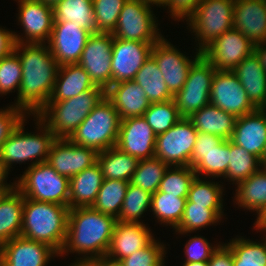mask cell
<instances>
[{
    "mask_svg": "<svg viewBox=\"0 0 266 266\" xmlns=\"http://www.w3.org/2000/svg\"><path fill=\"white\" fill-rule=\"evenodd\" d=\"M127 0H92L96 31L112 33Z\"/></svg>",
    "mask_w": 266,
    "mask_h": 266,
    "instance_id": "cell-46",
    "label": "cell"
},
{
    "mask_svg": "<svg viewBox=\"0 0 266 266\" xmlns=\"http://www.w3.org/2000/svg\"><path fill=\"white\" fill-rule=\"evenodd\" d=\"M155 43L129 41L113 37L112 84L133 80L136 73L151 56Z\"/></svg>",
    "mask_w": 266,
    "mask_h": 266,
    "instance_id": "cell-19",
    "label": "cell"
},
{
    "mask_svg": "<svg viewBox=\"0 0 266 266\" xmlns=\"http://www.w3.org/2000/svg\"><path fill=\"white\" fill-rule=\"evenodd\" d=\"M210 104L237 118L257 109L249 100L233 71H215L211 85Z\"/></svg>",
    "mask_w": 266,
    "mask_h": 266,
    "instance_id": "cell-17",
    "label": "cell"
},
{
    "mask_svg": "<svg viewBox=\"0 0 266 266\" xmlns=\"http://www.w3.org/2000/svg\"><path fill=\"white\" fill-rule=\"evenodd\" d=\"M233 73L239 79L251 103L257 108H266V72L253 52L243 59Z\"/></svg>",
    "mask_w": 266,
    "mask_h": 266,
    "instance_id": "cell-27",
    "label": "cell"
},
{
    "mask_svg": "<svg viewBox=\"0 0 266 266\" xmlns=\"http://www.w3.org/2000/svg\"><path fill=\"white\" fill-rule=\"evenodd\" d=\"M266 160V145H265V149H264V161Z\"/></svg>",
    "mask_w": 266,
    "mask_h": 266,
    "instance_id": "cell-64",
    "label": "cell"
},
{
    "mask_svg": "<svg viewBox=\"0 0 266 266\" xmlns=\"http://www.w3.org/2000/svg\"><path fill=\"white\" fill-rule=\"evenodd\" d=\"M54 22H75L91 33L96 31L92 0H61L53 6Z\"/></svg>",
    "mask_w": 266,
    "mask_h": 266,
    "instance_id": "cell-34",
    "label": "cell"
},
{
    "mask_svg": "<svg viewBox=\"0 0 266 266\" xmlns=\"http://www.w3.org/2000/svg\"><path fill=\"white\" fill-rule=\"evenodd\" d=\"M183 266H208V262H184Z\"/></svg>",
    "mask_w": 266,
    "mask_h": 266,
    "instance_id": "cell-60",
    "label": "cell"
},
{
    "mask_svg": "<svg viewBox=\"0 0 266 266\" xmlns=\"http://www.w3.org/2000/svg\"><path fill=\"white\" fill-rule=\"evenodd\" d=\"M233 27L254 45L266 43L265 1L235 0Z\"/></svg>",
    "mask_w": 266,
    "mask_h": 266,
    "instance_id": "cell-25",
    "label": "cell"
},
{
    "mask_svg": "<svg viewBox=\"0 0 266 266\" xmlns=\"http://www.w3.org/2000/svg\"><path fill=\"white\" fill-rule=\"evenodd\" d=\"M6 107L0 109V150L4 142L28 116L23 109L12 104Z\"/></svg>",
    "mask_w": 266,
    "mask_h": 266,
    "instance_id": "cell-50",
    "label": "cell"
},
{
    "mask_svg": "<svg viewBox=\"0 0 266 266\" xmlns=\"http://www.w3.org/2000/svg\"><path fill=\"white\" fill-rule=\"evenodd\" d=\"M236 186L234 203L240 208L256 211L258 218L266 209V169L262 166L255 174Z\"/></svg>",
    "mask_w": 266,
    "mask_h": 266,
    "instance_id": "cell-32",
    "label": "cell"
},
{
    "mask_svg": "<svg viewBox=\"0 0 266 266\" xmlns=\"http://www.w3.org/2000/svg\"><path fill=\"white\" fill-rule=\"evenodd\" d=\"M141 0H127L112 32L114 38L156 43L163 35L158 29L154 8Z\"/></svg>",
    "mask_w": 266,
    "mask_h": 266,
    "instance_id": "cell-9",
    "label": "cell"
},
{
    "mask_svg": "<svg viewBox=\"0 0 266 266\" xmlns=\"http://www.w3.org/2000/svg\"><path fill=\"white\" fill-rule=\"evenodd\" d=\"M39 1H42L43 3L48 4V5L54 6L56 3L60 2L61 0H39Z\"/></svg>",
    "mask_w": 266,
    "mask_h": 266,
    "instance_id": "cell-61",
    "label": "cell"
},
{
    "mask_svg": "<svg viewBox=\"0 0 266 266\" xmlns=\"http://www.w3.org/2000/svg\"><path fill=\"white\" fill-rule=\"evenodd\" d=\"M216 69L201 55L191 66L183 88L174 100L182 118H189L193 113L210 104L211 85Z\"/></svg>",
    "mask_w": 266,
    "mask_h": 266,
    "instance_id": "cell-10",
    "label": "cell"
},
{
    "mask_svg": "<svg viewBox=\"0 0 266 266\" xmlns=\"http://www.w3.org/2000/svg\"><path fill=\"white\" fill-rule=\"evenodd\" d=\"M256 221H266V209L263 213L256 219Z\"/></svg>",
    "mask_w": 266,
    "mask_h": 266,
    "instance_id": "cell-62",
    "label": "cell"
},
{
    "mask_svg": "<svg viewBox=\"0 0 266 266\" xmlns=\"http://www.w3.org/2000/svg\"><path fill=\"white\" fill-rule=\"evenodd\" d=\"M69 266H95L91 261H74Z\"/></svg>",
    "mask_w": 266,
    "mask_h": 266,
    "instance_id": "cell-59",
    "label": "cell"
},
{
    "mask_svg": "<svg viewBox=\"0 0 266 266\" xmlns=\"http://www.w3.org/2000/svg\"><path fill=\"white\" fill-rule=\"evenodd\" d=\"M22 81V68L17 53L13 50L0 59V95L18 91ZM14 90V91H13Z\"/></svg>",
    "mask_w": 266,
    "mask_h": 266,
    "instance_id": "cell-48",
    "label": "cell"
},
{
    "mask_svg": "<svg viewBox=\"0 0 266 266\" xmlns=\"http://www.w3.org/2000/svg\"><path fill=\"white\" fill-rule=\"evenodd\" d=\"M225 209H209L204 206L194 205L186 200L183 217L179 225L174 229L177 235H184L197 230L205 229L207 226L216 225L221 222Z\"/></svg>",
    "mask_w": 266,
    "mask_h": 266,
    "instance_id": "cell-36",
    "label": "cell"
},
{
    "mask_svg": "<svg viewBox=\"0 0 266 266\" xmlns=\"http://www.w3.org/2000/svg\"><path fill=\"white\" fill-rule=\"evenodd\" d=\"M37 130L35 132H24L26 119L16 128V130L4 142L0 150V160L4 163L8 171H11L15 163L31 162L28 167L39 163L47 162L52 143L56 140L49 128L36 116ZM33 133V134H32ZM32 159V160H31Z\"/></svg>",
    "mask_w": 266,
    "mask_h": 266,
    "instance_id": "cell-5",
    "label": "cell"
},
{
    "mask_svg": "<svg viewBox=\"0 0 266 266\" xmlns=\"http://www.w3.org/2000/svg\"><path fill=\"white\" fill-rule=\"evenodd\" d=\"M0 266H4V259H3L1 249H0Z\"/></svg>",
    "mask_w": 266,
    "mask_h": 266,
    "instance_id": "cell-63",
    "label": "cell"
},
{
    "mask_svg": "<svg viewBox=\"0 0 266 266\" xmlns=\"http://www.w3.org/2000/svg\"><path fill=\"white\" fill-rule=\"evenodd\" d=\"M116 222L114 216L92 207L70 209L66 239L59 256L77 253L80 258L76 261H91L105 256Z\"/></svg>",
    "mask_w": 266,
    "mask_h": 266,
    "instance_id": "cell-2",
    "label": "cell"
},
{
    "mask_svg": "<svg viewBox=\"0 0 266 266\" xmlns=\"http://www.w3.org/2000/svg\"><path fill=\"white\" fill-rule=\"evenodd\" d=\"M14 51L21 63L22 81L13 105L33 116L49 102L59 64L46 44L15 43Z\"/></svg>",
    "mask_w": 266,
    "mask_h": 266,
    "instance_id": "cell-1",
    "label": "cell"
},
{
    "mask_svg": "<svg viewBox=\"0 0 266 266\" xmlns=\"http://www.w3.org/2000/svg\"><path fill=\"white\" fill-rule=\"evenodd\" d=\"M201 55L202 51L196 48L193 60L190 59L186 53H181L164 36L153 44L151 52V57L155 60L167 88L173 96L183 88L191 66Z\"/></svg>",
    "mask_w": 266,
    "mask_h": 266,
    "instance_id": "cell-13",
    "label": "cell"
},
{
    "mask_svg": "<svg viewBox=\"0 0 266 266\" xmlns=\"http://www.w3.org/2000/svg\"><path fill=\"white\" fill-rule=\"evenodd\" d=\"M221 243L212 245L203 236L190 237L185 244L184 262H208L212 253L219 247Z\"/></svg>",
    "mask_w": 266,
    "mask_h": 266,
    "instance_id": "cell-49",
    "label": "cell"
},
{
    "mask_svg": "<svg viewBox=\"0 0 266 266\" xmlns=\"http://www.w3.org/2000/svg\"><path fill=\"white\" fill-rule=\"evenodd\" d=\"M165 243L155 238L144 248L135 251L119 262L122 266H166L165 257L167 249Z\"/></svg>",
    "mask_w": 266,
    "mask_h": 266,
    "instance_id": "cell-47",
    "label": "cell"
},
{
    "mask_svg": "<svg viewBox=\"0 0 266 266\" xmlns=\"http://www.w3.org/2000/svg\"><path fill=\"white\" fill-rule=\"evenodd\" d=\"M133 80L143 88L151 104L174 99L167 88L161 71L151 56L136 73Z\"/></svg>",
    "mask_w": 266,
    "mask_h": 266,
    "instance_id": "cell-35",
    "label": "cell"
},
{
    "mask_svg": "<svg viewBox=\"0 0 266 266\" xmlns=\"http://www.w3.org/2000/svg\"><path fill=\"white\" fill-rule=\"evenodd\" d=\"M4 266H47L59 254L45 243L23 236L12 238L0 246Z\"/></svg>",
    "mask_w": 266,
    "mask_h": 266,
    "instance_id": "cell-22",
    "label": "cell"
},
{
    "mask_svg": "<svg viewBox=\"0 0 266 266\" xmlns=\"http://www.w3.org/2000/svg\"><path fill=\"white\" fill-rule=\"evenodd\" d=\"M254 52V44L234 27L214 39L202 50V55L218 71H233Z\"/></svg>",
    "mask_w": 266,
    "mask_h": 266,
    "instance_id": "cell-15",
    "label": "cell"
},
{
    "mask_svg": "<svg viewBox=\"0 0 266 266\" xmlns=\"http://www.w3.org/2000/svg\"><path fill=\"white\" fill-rule=\"evenodd\" d=\"M112 45V33H92L78 62L94 84L105 91L112 85Z\"/></svg>",
    "mask_w": 266,
    "mask_h": 266,
    "instance_id": "cell-16",
    "label": "cell"
},
{
    "mask_svg": "<svg viewBox=\"0 0 266 266\" xmlns=\"http://www.w3.org/2000/svg\"><path fill=\"white\" fill-rule=\"evenodd\" d=\"M120 122L117 109L104 96L69 140L77 145L102 152L116 146Z\"/></svg>",
    "mask_w": 266,
    "mask_h": 266,
    "instance_id": "cell-6",
    "label": "cell"
},
{
    "mask_svg": "<svg viewBox=\"0 0 266 266\" xmlns=\"http://www.w3.org/2000/svg\"><path fill=\"white\" fill-rule=\"evenodd\" d=\"M231 141L264 162L266 110L259 108L236 119Z\"/></svg>",
    "mask_w": 266,
    "mask_h": 266,
    "instance_id": "cell-23",
    "label": "cell"
},
{
    "mask_svg": "<svg viewBox=\"0 0 266 266\" xmlns=\"http://www.w3.org/2000/svg\"><path fill=\"white\" fill-rule=\"evenodd\" d=\"M15 47L14 34L12 30L0 27V59L10 54Z\"/></svg>",
    "mask_w": 266,
    "mask_h": 266,
    "instance_id": "cell-53",
    "label": "cell"
},
{
    "mask_svg": "<svg viewBox=\"0 0 266 266\" xmlns=\"http://www.w3.org/2000/svg\"><path fill=\"white\" fill-rule=\"evenodd\" d=\"M235 0H201L186 19L194 33L197 49L202 51L214 39L233 28ZM197 38V39H196ZM199 45V46H198Z\"/></svg>",
    "mask_w": 266,
    "mask_h": 266,
    "instance_id": "cell-8",
    "label": "cell"
},
{
    "mask_svg": "<svg viewBox=\"0 0 266 266\" xmlns=\"http://www.w3.org/2000/svg\"><path fill=\"white\" fill-rule=\"evenodd\" d=\"M151 197V193L129 183L117 221L143 223L142 215L148 209L151 212Z\"/></svg>",
    "mask_w": 266,
    "mask_h": 266,
    "instance_id": "cell-42",
    "label": "cell"
},
{
    "mask_svg": "<svg viewBox=\"0 0 266 266\" xmlns=\"http://www.w3.org/2000/svg\"><path fill=\"white\" fill-rule=\"evenodd\" d=\"M144 223L117 221L106 257L120 261L146 247L155 237Z\"/></svg>",
    "mask_w": 266,
    "mask_h": 266,
    "instance_id": "cell-24",
    "label": "cell"
},
{
    "mask_svg": "<svg viewBox=\"0 0 266 266\" xmlns=\"http://www.w3.org/2000/svg\"><path fill=\"white\" fill-rule=\"evenodd\" d=\"M97 163L102 170L104 179L130 182L139 160L132 155L122 152L115 146L98 152Z\"/></svg>",
    "mask_w": 266,
    "mask_h": 266,
    "instance_id": "cell-33",
    "label": "cell"
},
{
    "mask_svg": "<svg viewBox=\"0 0 266 266\" xmlns=\"http://www.w3.org/2000/svg\"><path fill=\"white\" fill-rule=\"evenodd\" d=\"M69 208L91 207L103 183V173L98 163L71 177Z\"/></svg>",
    "mask_w": 266,
    "mask_h": 266,
    "instance_id": "cell-28",
    "label": "cell"
},
{
    "mask_svg": "<svg viewBox=\"0 0 266 266\" xmlns=\"http://www.w3.org/2000/svg\"><path fill=\"white\" fill-rule=\"evenodd\" d=\"M17 179L15 187L23 197L69 207L70 180L47 162L27 167Z\"/></svg>",
    "mask_w": 266,
    "mask_h": 266,
    "instance_id": "cell-7",
    "label": "cell"
},
{
    "mask_svg": "<svg viewBox=\"0 0 266 266\" xmlns=\"http://www.w3.org/2000/svg\"><path fill=\"white\" fill-rule=\"evenodd\" d=\"M254 53L259 58L260 63L266 72V43L254 45Z\"/></svg>",
    "mask_w": 266,
    "mask_h": 266,
    "instance_id": "cell-55",
    "label": "cell"
},
{
    "mask_svg": "<svg viewBox=\"0 0 266 266\" xmlns=\"http://www.w3.org/2000/svg\"><path fill=\"white\" fill-rule=\"evenodd\" d=\"M18 1V24L23 28V34L13 31L15 43L46 44L51 36L54 15L53 6L39 0Z\"/></svg>",
    "mask_w": 266,
    "mask_h": 266,
    "instance_id": "cell-14",
    "label": "cell"
},
{
    "mask_svg": "<svg viewBox=\"0 0 266 266\" xmlns=\"http://www.w3.org/2000/svg\"><path fill=\"white\" fill-rule=\"evenodd\" d=\"M105 96L117 109L121 120L143 116L151 104L143 88L134 80L112 84Z\"/></svg>",
    "mask_w": 266,
    "mask_h": 266,
    "instance_id": "cell-26",
    "label": "cell"
},
{
    "mask_svg": "<svg viewBox=\"0 0 266 266\" xmlns=\"http://www.w3.org/2000/svg\"><path fill=\"white\" fill-rule=\"evenodd\" d=\"M9 175L8 169L4 163L0 160V193L7 192L15 187V182L11 184L7 183V177Z\"/></svg>",
    "mask_w": 266,
    "mask_h": 266,
    "instance_id": "cell-54",
    "label": "cell"
},
{
    "mask_svg": "<svg viewBox=\"0 0 266 266\" xmlns=\"http://www.w3.org/2000/svg\"><path fill=\"white\" fill-rule=\"evenodd\" d=\"M105 96L99 86L63 101H49L36 116L56 139H69L77 127Z\"/></svg>",
    "mask_w": 266,
    "mask_h": 266,
    "instance_id": "cell-4",
    "label": "cell"
},
{
    "mask_svg": "<svg viewBox=\"0 0 266 266\" xmlns=\"http://www.w3.org/2000/svg\"><path fill=\"white\" fill-rule=\"evenodd\" d=\"M156 136L143 116L126 118L120 122L116 147L138 160L154 158Z\"/></svg>",
    "mask_w": 266,
    "mask_h": 266,
    "instance_id": "cell-21",
    "label": "cell"
},
{
    "mask_svg": "<svg viewBox=\"0 0 266 266\" xmlns=\"http://www.w3.org/2000/svg\"><path fill=\"white\" fill-rule=\"evenodd\" d=\"M96 85L90 75L79 64L59 66L54 90L49 101H63L73 98Z\"/></svg>",
    "mask_w": 266,
    "mask_h": 266,
    "instance_id": "cell-29",
    "label": "cell"
},
{
    "mask_svg": "<svg viewBox=\"0 0 266 266\" xmlns=\"http://www.w3.org/2000/svg\"><path fill=\"white\" fill-rule=\"evenodd\" d=\"M95 266H122L119 261L112 260L106 256L91 260Z\"/></svg>",
    "mask_w": 266,
    "mask_h": 266,
    "instance_id": "cell-56",
    "label": "cell"
},
{
    "mask_svg": "<svg viewBox=\"0 0 266 266\" xmlns=\"http://www.w3.org/2000/svg\"><path fill=\"white\" fill-rule=\"evenodd\" d=\"M128 184V181L104 179L96 200L91 207L117 219L126 196Z\"/></svg>",
    "mask_w": 266,
    "mask_h": 266,
    "instance_id": "cell-39",
    "label": "cell"
},
{
    "mask_svg": "<svg viewBox=\"0 0 266 266\" xmlns=\"http://www.w3.org/2000/svg\"><path fill=\"white\" fill-rule=\"evenodd\" d=\"M201 0H167L165 8L169 10L174 21L186 20L195 10Z\"/></svg>",
    "mask_w": 266,
    "mask_h": 266,
    "instance_id": "cell-51",
    "label": "cell"
},
{
    "mask_svg": "<svg viewBox=\"0 0 266 266\" xmlns=\"http://www.w3.org/2000/svg\"><path fill=\"white\" fill-rule=\"evenodd\" d=\"M208 266H233V252L227 243H222L212 253Z\"/></svg>",
    "mask_w": 266,
    "mask_h": 266,
    "instance_id": "cell-52",
    "label": "cell"
},
{
    "mask_svg": "<svg viewBox=\"0 0 266 266\" xmlns=\"http://www.w3.org/2000/svg\"><path fill=\"white\" fill-rule=\"evenodd\" d=\"M254 230H260L259 232H263V231H265L266 232V221H255L254 222ZM266 236V235H265ZM263 239H265V241H266V237L264 238L263 237Z\"/></svg>",
    "mask_w": 266,
    "mask_h": 266,
    "instance_id": "cell-58",
    "label": "cell"
},
{
    "mask_svg": "<svg viewBox=\"0 0 266 266\" xmlns=\"http://www.w3.org/2000/svg\"><path fill=\"white\" fill-rule=\"evenodd\" d=\"M198 132L214 134L231 140L237 117L208 104L188 118Z\"/></svg>",
    "mask_w": 266,
    "mask_h": 266,
    "instance_id": "cell-31",
    "label": "cell"
},
{
    "mask_svg": "<svg viewBox=\"0 0 266 266\" xmlns=\"http://www.w3.org/2000/svg\"><path fill=\"white\" fill-rule=\"evenodd\" d=\"M198 131L188 118L156 136L154 157L168 166H190Z\"/></svg>",
    "mask_w": 266,
    "mask_h": 266,
    "instance_id": "cell-11",
    "label": "cell"
},
{
    "mask_svg": "<svg viewBox=\"0 0 266 266\" xmlns=\"http://www.w3.org/2000/svg\"><path fill=\"white\" fill-rule=\"evenodd\" d=\"M142 2H144V3H146V4H148V5H150V6H161V7H163V8H165V4H166V2H167V0H141Z\"/></svg>",
    "mask_w": 266,
    "mask_h": 266,
    "instance_id": "cell-57",
    "label": "cell"
},
{
    "mask_svg": "<svg viewBox=\"0 0 266 266\" xmlns=\"http://www.w3.org/2000/svg\"><path fill=\"white\" fill-rule=\"evenodd\" d=\"M223 188V183L221 185L217 181L211 182L196 176L189 189L187 200L205 208L223 209V195H225Z\"/></svg>",
    "mask_w": 266,
    "mask_h": 266,
    "instance_id": "cell-41",
    "label": "cell"
},
{
    "mask_svg": "<svg viewBox=\"0 0 266 266\" xmlns=\"http://www.w3.org/2000/svg\"><path fill=\"white\" fill-rule=\"evenodd\" d=\"M187 197H176V195L157 191L152 194V214L157 218L160 225L170 226L175 229L184 213Z\"/></svg>",
    "mask_w": 266,
    "mask_h": 266,
    "instance_id": "cell-37",
    "label": "cell"
},
{
    "mask_svg": "<svg viewBox=\"0 0 266 266\" xmlns=\"http://www.w3.org/2000/svg\"><path fill=\"white\" fill-rule=\"evenodd\" d=\"M143 118L156 135L166 132L182 119L174 99L150 104L149 108L144 112Z\"/></svg>",
    "mask_w": 266,
    "mask_h": 266,
    "instance_id": "cell-45",
    "label": "cell"
},
{
    "mask_svg": "<svg viewBox=\"0 0 266 266\" xmlns=\"http://www.w3.org/2000/svg\"><path fill=\"white\" fill-rule=\"evenodd\" d=\"M24 197L13 189L0 194V246L21 236Z\"/></svg>",
    "mask_w": 266,
    "mask_h": 266,
    "instance_id": "cell-30",
    "label": "cell"
},
{
    "mask_svg": "<svg viewBox=\"0 0 266 266\" xmlns=\"http://www.w3.org/2000/svg\"><path fill=\"white\" fill-rule=\"evenodd\" d=\"M261 241L232 238L227 245L233 252V266H266V241Z\"/></svg>",
    "mask_w": 266,
    "mask_h": 266,
    "instance_id": "cell-40",
    "label": "cell"
},
{
    "mask_svg": "<svg viewBox=\"0 0 266 266\" xmlns=\"http://www.w3.org/2000/svg\"><path fill=\"white\" fill-rule=\"evenodd\" d=\"M70 208L24 197L21 236L45 243L58 254L66 239Z\"/></svg>",
    "mask_w": 266,
    "mask_h": 266,
    "instance_id": "cell-3",
    "label": "cell"
},
{
    "mask_svg": "<svg viewBox=\"0 0 266 266\" xmlns=\"http://www.w3.org/2000/svg\"><path fill=\"white\" fill-rule=\"evenodd\" d=\"M196 176L191 166H169L164 172L158 191L176 197H187Z\"/></svg>",
    "mask_w": 266,
    "mask_h": 266,
    "instance_id": "cell-44",
    "label": "cell"
},
{
    "mask_svg": "<svg viewBox=\"0 0 266 266\" xmlns=\"http://www.w3.org/2000/svg\"><path fill=\"white\" fill-rule=\"evenodd\" d=\"M98 152L77 145L69 139H56L50 148L47 163L69 179L97 163Z\"/></svg>",
    "mask_w": 266,
    "mask_h": 266,
    "instance_id": "cell-20",
    "label": "cell"
},
{
    "mask_svg": "<svg viewBox=\"0 0 266 266\" xmlns=\"http://www.w3.org/2000/svg\"><path fill=\"white\" fill-rule=\"evenodd\" d=\"M74 23L71 21L53 22L47 44L59 66L78 64L87 40L92 34Z\"/></svg>",
    "mask_w": 266,
    "mask_h": 266,
    "instance_id": "cell-18",
    "label": "cell"
},
{
    "mask_svg": "<svg viewBox=\"0 0 266 266\" xmlns=\"http://www.w3.org/2000/svg\"><path fill=\"white\" fill-rule=\"evenodd\" d=\"M229 154L230 140H224L214 134L198 132L190 166L198 177H212V180L221 178L226 175Z\"/></svg>",
    "mask_w": 266,
    "mask_h": 266,
    "instance_id": "cell-12",
    "label": "cell"
},
{
    "mask_svg": "<svg viewBox=\"0 0 266 266\" xmlns=\"http://www.w3.org/2000/svg\"><path fill=\"white\" fill-rule=\"evenodd\" d=\"M229 164L223 179L234 183L235 186L255 174L263 165L254 154L249 153L230 140Z\"/></svg>",
    "mask_w": 266,
    "mask_h": 266,
    "instance_id": "cell-38",
    "label": "cell"
},
{
    "mask_svg": "<svg viewBox=\"0 0 266 266\" xmlns=\"http://www.w3.org/2000/svg\"><path fill=\"white\" fill-rule=\"evenodd\" d=\"M168 167L166 163L155 157L139 160L129 183L154 194L158 191L164 172Z\"/></svg>",
    "mask_w": 266,
    "mask_h": 266,
    "instance_id": "cell-43",
    "label": "cell"
}]
</instances>
